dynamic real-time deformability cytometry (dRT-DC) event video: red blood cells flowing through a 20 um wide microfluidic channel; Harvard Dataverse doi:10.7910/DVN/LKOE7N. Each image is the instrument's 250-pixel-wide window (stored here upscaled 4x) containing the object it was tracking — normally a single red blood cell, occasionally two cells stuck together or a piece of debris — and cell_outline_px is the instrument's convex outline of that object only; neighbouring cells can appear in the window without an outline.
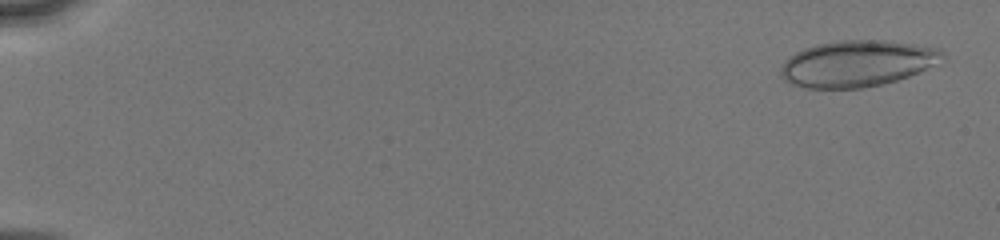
{"species": "human", "species_latin": "Homo sapiens", "temperature_condition": "cold", "stored_images_in_passage": 50, "camera_frame_rate_fps": 3000, "um_per_image_px": 0.085, "donor": {"sex": "male"}, "frame": {"image": 1, "passage_image": 1, "time_ms": 0.0, "image_size_px": [1000, 240], "cell_outline_px": [[944, 52], [924, 68], [908, 76], [896, 80], [880, 84], [860, 88], [804, 88], [792, 84], [784, 80], [780, 76], [780, 68], [788, 56], [804, 48], [816, 44], [840, 40], [892, 40], [940, 48]], "centroid_in_image_um": [72.74, 5.39], "position_along_channel_um": 12.3, "area_um2": 43.12}}
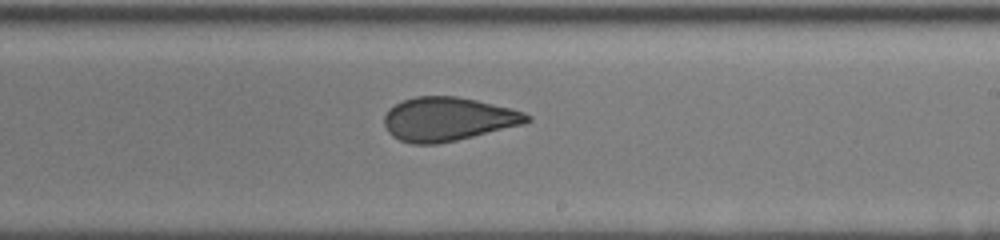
{"frame": {"image": 2, "passage_image": 31, "time_ms": 10.0, "image_size_px": [1000, 240], "cell_outline_px": [[532, 120], [524, 124], [440, 144], [412, 144], [400, 140], [392, 136], [388, 132], [384, 124], [384, 116], [388, 108], [404, 100], [416, 96], [456, 96], [476, 100], [524, 112], [532, 116]], "centroid_in_image_um": [38.06, 10.13], "position_along_channel_um": 250.9, "area_um2": 36.36}}
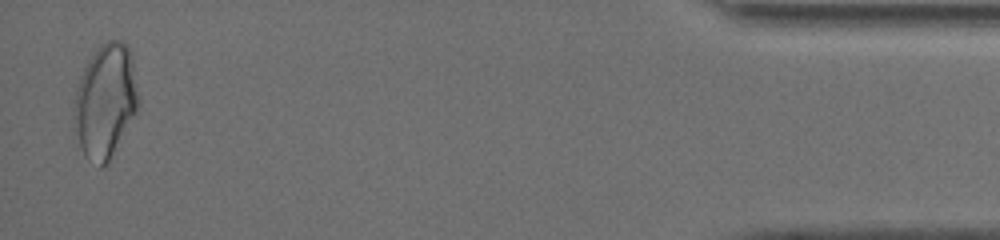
{"frame": {"image": 3, "passage_image": 49, "time_ms": 16.0, "image_size_px": [1000, 240], "cell_outline_px": [[140, 100], [136, 112], [108, 164], [104, 168], [100, 168], [84, 152], [72, 128], [72, 104], [76, 88], [80, 76], [88, 60], [100, 44], [108, 40], [124, 40], [132, 56]], "centroid_in_image_um": [8.94, 8.58], "position_along_channel_um": 426.3, "area_um2": 43.35}, "authors_computed_cell_mechanics": {"area_um2": 38.3503, "velocity_mm_per_s": 4.1026, "shape_relaxation_time_tau1_ms": null, "shape_relaxation_time_tau2_ms": 1.3296, "deformation_change_tau1": null, "deformation_change_tau2": 0.0725}}